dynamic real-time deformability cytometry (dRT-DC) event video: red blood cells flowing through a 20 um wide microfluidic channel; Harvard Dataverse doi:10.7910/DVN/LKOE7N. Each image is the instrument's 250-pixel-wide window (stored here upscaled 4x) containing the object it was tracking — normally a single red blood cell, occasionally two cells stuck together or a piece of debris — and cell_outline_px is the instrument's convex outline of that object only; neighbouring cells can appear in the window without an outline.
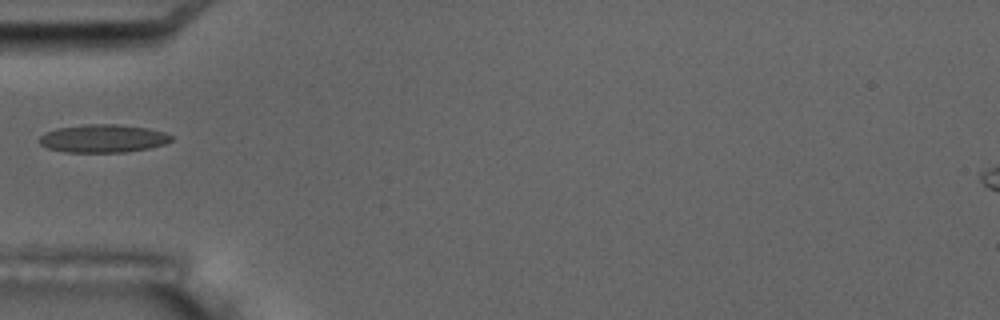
{"species": "common noctule bat (a hibernating species)", "species_latin": "Nyctalus noctula", "temperature_condition": "room temperature", "stored_images_in_passage": 7, "camera_frame_rate_fps": 3000, "um_per_image_px": 0.085, "animal": {"sex": "male", "body_mass_g": 17.5, "forearm_length_mm": 52.3}, "frame": {"image": 1, "passage_image": 4, "time_ms": 3.667, "image_size_px": [1000, 320], "cell_outline_px": [[172, 140], [164, 144], [148, 148], [124, 152], [64, 152], [48, 148], [40, 144], [36, 140], [44, 132], [56, 128], [84, 124], [116, 124], [148, 128], [164, 132], [172, 136]], "centroid_in_image_um": [8.7, 11.76], "position_along_channel_um": 76.3, "area_um2": 21.68}}
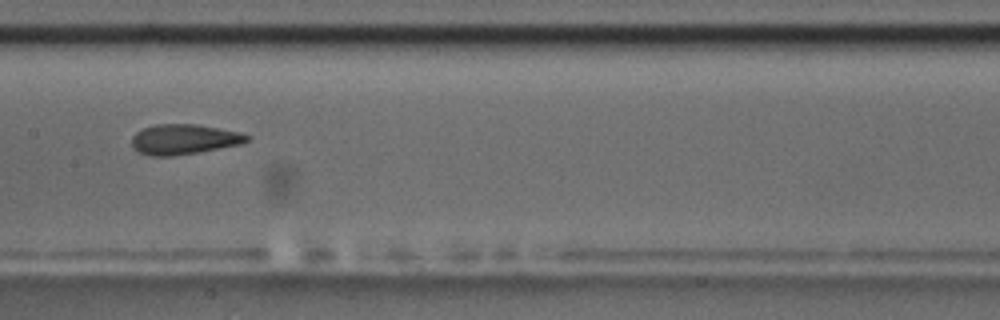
{"frame": {"image": 2, "passage_image": 7, "time_ms": 7.0, "image_size_px": [1000, 320], "cell_outline_px": [[252, 136], [248, 140], [240, 144], [196, 152], [172, 156], [152, 156], [140, 152], [132, 148], [132, 136], [136, 132], [144, 128], [156, 124], [196, 124], [240, 132]], "centroid_in_image_um": [15.62, 11.83], "position_along_channel_um": 191.8, "area_um2": 20.06}}